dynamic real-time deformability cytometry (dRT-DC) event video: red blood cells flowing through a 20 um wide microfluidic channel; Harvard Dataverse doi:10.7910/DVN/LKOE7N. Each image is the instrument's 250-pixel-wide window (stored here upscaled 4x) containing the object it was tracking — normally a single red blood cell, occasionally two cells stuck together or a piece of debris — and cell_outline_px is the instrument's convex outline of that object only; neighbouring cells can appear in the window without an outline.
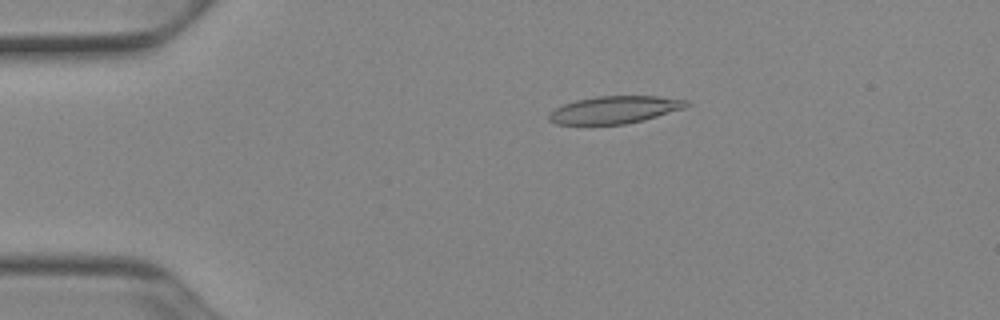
{"species": "Egyptian fruit bat (a non-hibernating species)", "species_latin": "Rousettus aegyptiacus", "temperature_condition": "cold", "stored_images_in_passage": 47, "camera_frame_rate_fps": 3000, "um_per_image_px": 0.085, "animal": {"sex": "female"}, "frame": {"image": 1, "passage_image": 6, "time_ms": 1.667, "image_size_px": [1000, 320], "cell_outline_px": [[688, 104], [684, 108], [644, 120], [624, 124], [556, 124], [548, 120], [548, 112], [564, 104], [576, 100], [596, 96], [656, 96], [688, 100]], "centroid_in_image_um": [52.21, 9.33], "position_along_channel_um": 32.8, "area_um2": 21.85}}
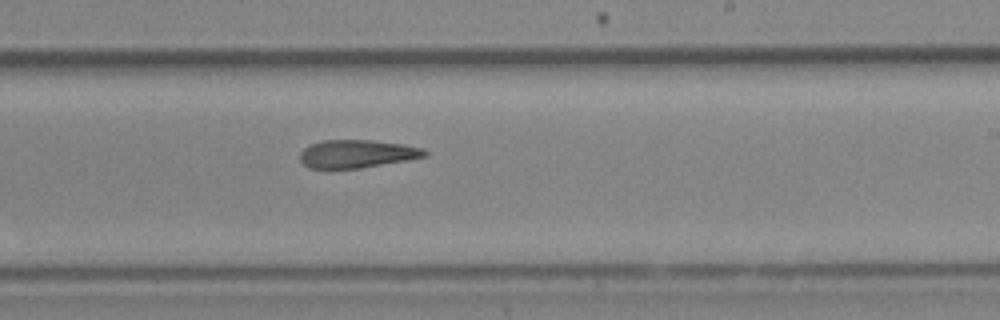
{"frame": {"image": 2, "passage_image": 27, "time_ms": 8.667, "image_size_px": [1000, 320], "cell_outline_px": [[428, 156], [360, 168], [308, 168], [300, 160], [300, 152], [304, 148], [312, 144], [324, 140], [372, 140], [404, 144], [424, 148], [428, 152]], "centroid_in_image_um": [30.36, 13.07], "position_along_channel_um": 258.6, "area_um2": 20.29}}
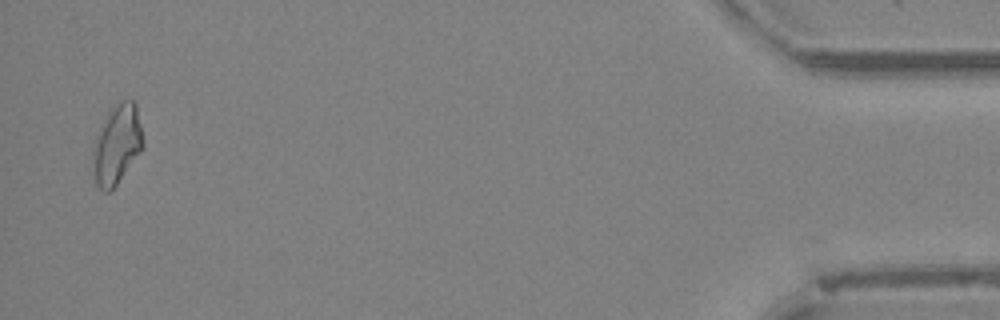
{"frame": {"image": 3, "passage_image": 46, "time_ms": 15.0, "image_size_px": [1000, 320], "cell_outline_px": [[144, 144], [140, 152], [116, 184], [108, 192], [104, 192], [96, 184], [92, 172], [92, 148], [100, 124], [108, 112], [120, 100], [132, 100], [136, 104]], "centroid_in_image_um": [9.9, 12.27], "position_along_channel_um": 425.3, "area_um2": 23.18}}